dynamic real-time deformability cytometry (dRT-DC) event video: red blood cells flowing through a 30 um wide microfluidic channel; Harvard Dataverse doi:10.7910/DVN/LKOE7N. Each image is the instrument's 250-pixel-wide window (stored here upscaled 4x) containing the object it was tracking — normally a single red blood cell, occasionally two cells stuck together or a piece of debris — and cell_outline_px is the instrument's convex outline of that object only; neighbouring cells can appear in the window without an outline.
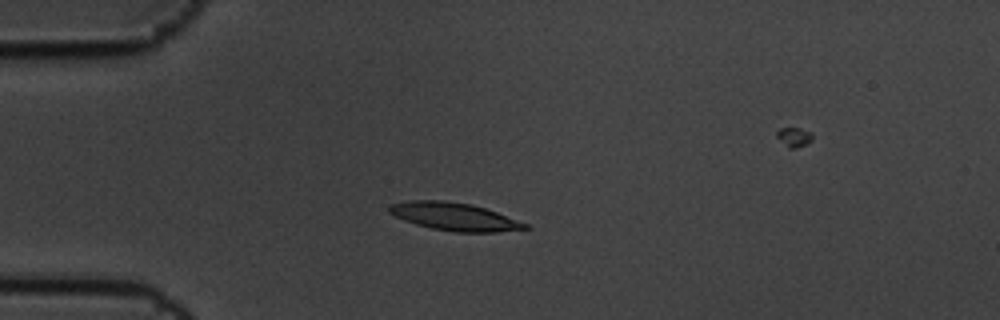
{"species": "common noctule bat (a hibernating species)", "species_latin": "Nyctalus noctula", "temperature_condition": "cold", "stored_images_in_passage": 8, "camera_frame_rate_fps": 3000, "um_per_image_px": 0.085, "animal": {"sex": "male", "body_mass_g": 19.5, "forearm_length_mm": 54.6}, "frame": {"image": 1, "passage_image": 3, "time_ms": 0.667, "image_size_px": [1000, 320], "cell_outline_px": [[532, 228], [496, 232], [452, 232], [432, 228], [416, 224], [404, 220], [388, 212], [388, 204], [412, 200], [444, 200], [472, 204], [496, 212], [528, 224]], "centroid_in_image_um": [38.61, 18.41], "position_along_channel_um": 46.4, "area_um2": 22.02}}
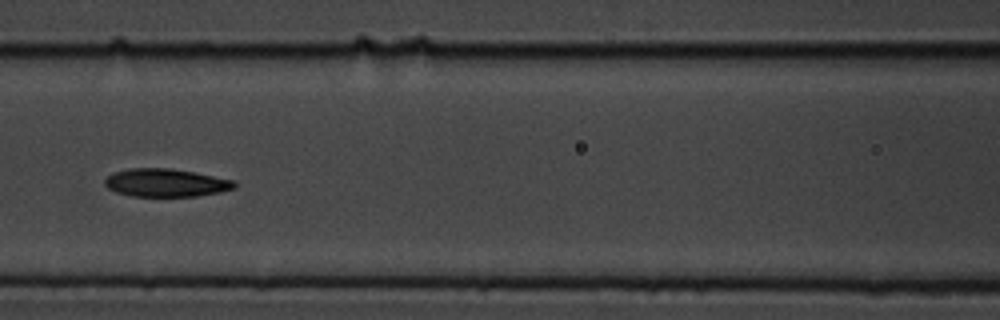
{"frame": {"image": 2, "passage_image": 6, "time_ms": 1.667, "image_size_px": [1000, 320], "cell_outline_px": [[236, 188], [220, 192], [196, 196], [132, 196], [116, 192], [108, 188], [104, 184], [104, 180], [112, 172], [128, 168], [172, 168], [236, 180]], "centroid_in_image_um": [14.1, 15.53], "position_along_channel_um": 152.5, "area_um2": 21.33}}
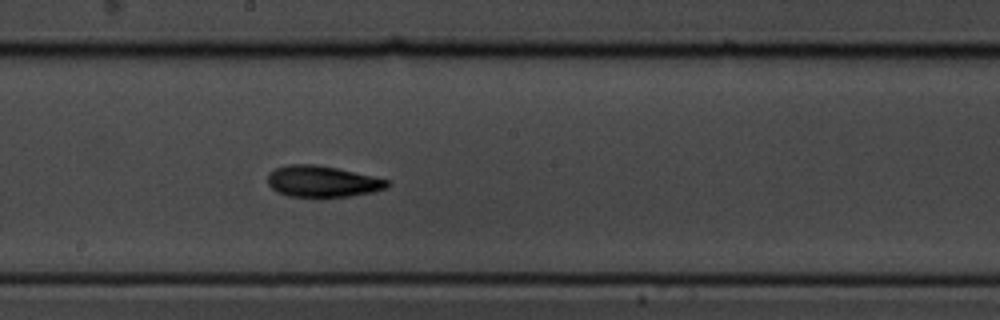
{"frame": {"image": 3, "passage_image": 8, "time_ms": 2.333, "image_size_px": [1000, 320], "cell_outline_px": [[388, 184], [384, 188], [372, 192], [348, 196], [288, 196], [276, 192], [268, 184], [268, 176], [276, 168], [288, 164], [312, 164], [336, 168], [372, 176], [388, 180]], "centroid_in_image_um": [27.35, 15.42], "position_along_channel_um": 220.8, "area_um2": 21.27}}